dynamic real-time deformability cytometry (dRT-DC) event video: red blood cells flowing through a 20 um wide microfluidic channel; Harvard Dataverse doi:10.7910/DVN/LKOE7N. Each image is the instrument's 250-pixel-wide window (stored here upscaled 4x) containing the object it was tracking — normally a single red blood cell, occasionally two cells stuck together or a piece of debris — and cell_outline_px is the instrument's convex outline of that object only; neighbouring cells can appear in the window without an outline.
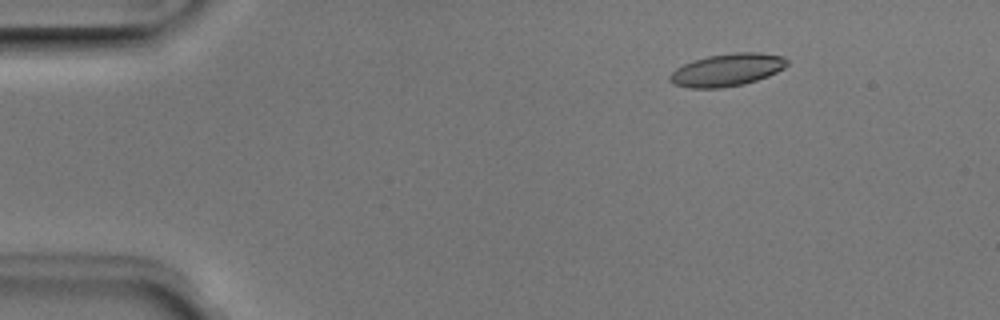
{"species": "Egyptian fruit bat (a non-hibernating species)", "species_latin": "Rousettus aegyptiacus", "temperature_condition": "room temperature", "stored_images_in_passage": 5, "camera_frame_rate_fps": 3000, "um_per_image_px": 0.085, "animal": {"sex": "male"}, "frame": {"image": 1, "passage_image": 2, "time_ms": 0.333, "image_size_px": [1000, 320], "cell_outline_px": [[788, 64], [784, 68], [768, 76], [744, 84], [720, 88], [688, 88], [672, 84], [668, 76], [676, 68], [692, 60], [708, 56], [732, 52], [756, 52], [784, 56], [788, 60]], "centroid_in_image_um": [61.79, 5.94], "position_along_channel_um": 23.2, "area_um2": 22.37}}
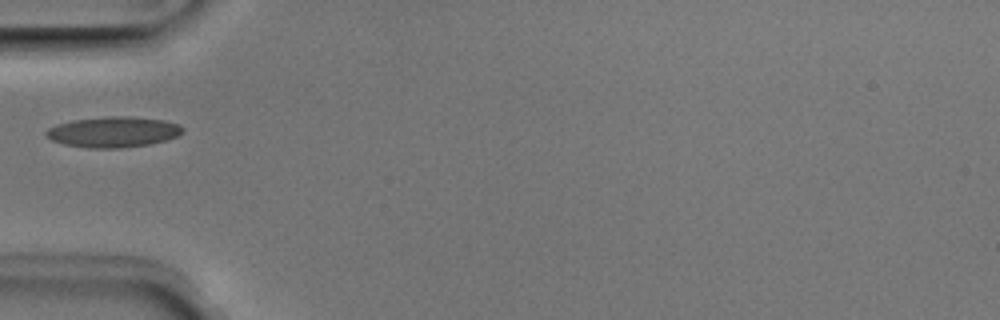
{"frame": {"image": 2, "passage_image": 5, "time_ms": 1.333, "image_size_px": [1000, 320], "cell_outline_px": [[184, 132], [176, 136], [164, 140], [148, 144], [120, 148], [88, 148], [64, 144], [52, 140], [44, 136], [44, 132], [48, 128], [56, 124], [72, 120], [112, 116], [132, 116], [164, 120], [180, 124], [184, 128]], "centroid_in_image_um": [9.61, 11.21], "position_along_channel_um": 75.4, "area_um2": 24.45}}